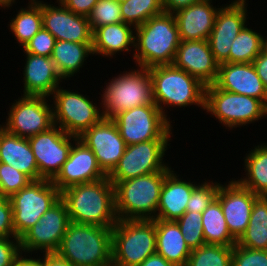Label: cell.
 I'll list each match as a JSON object with an SVG mask.
<instances>
[{"label": "cell", "mask_w": 267, "mask_h": 266, "mask_svg": "<svg viewBox=\"0 0 267 266\" xmlns=\"http://www.w3.org/2000/svg\"><path fill=\"white\" fill-rule=\"evenodd\" d=\"M70 222L113 227L117 221L115 187L106 178L73 185L61 191Z\"/></svg>", "instance_id": "cell-1"}, {"label": "cell", "mask_w": 267, "mask_h": 266, "mask_svg": "<svg viewBox=\"0 0 267 266\" xmlns=\"http://www.w3.org/2000/svg\"><path fill=\"white\" fill-rule=\"evenodd\" d=\"M133 58L137 66L150 68L172 64L180 44L173 13L163 12L135 27Z\"/></svg>", "instance_id": "cell-2"}, {"label": "cell", "mask_w": 267, "mask_h": 266, "mask_svg": "<svg viewBox=\"0 0 267 266\" xmlns=\"http://www.w3.org/2000/svg\"><path fill=\"white\" fill-rule=\"evenodd\" d=\"M55 253L73 266H112V227L70 222Z\"/></svg>", "instance_id": "cell-3"}, {"label": "cell", "mask_w": 267, "mask_h": 266, "mask_svg": "<svg viewBox=\"0 0 267 266\" xmlns=\"http://www.w3.org/2000/svg\"><path fill=\"white\" fill-rule=\"evenodd\" d=\"M149 73L153 84L154 103L166 118L164 105L166 107L197 105L205 111L206 85L199 79L173 64L150 67Z\"/></svg>", "instance_id": "cell-4"}, {"label": "cell", "mask_w": 267, "mask_h": 266, "mask_svg": "<svg viewBox=\"0 0 267 266\" xmlns=\"http://www.w3.org/2000/svg\"><path fill=\"white\" fill-rule=\"evenodd\" d=\"M167 173L156 172L117 182L114 187L118 220L155 219Z\"/></svg>", "instance_id": "cell-5"}, {"label": "cell", "mask_w": 267, "mask_h": 266, "mask_svg": "<svg viewBox=\"0 0 267 266\" xmlns=\"http://www.w3.org/2000/svg\"><path fill=\"white\" fill-rule=\"evenodd\" d=\"M155 253L154 220H118L112 227V266H139Z\"/></svg>", "instance_id": "cell-6"}, {"label": "cell", "mask_w": 267, "mask_h": 266, "mask_svg": "<svg viewBox=\"0 0 267 266\" xmlns=\"http://www.w3.org/2000/svg\"><path fill=\"white\" fill-rule=\"evenodd\" d=\"M113 78L108 84L106 83L101 94L103 118L112 119L119 112L155 104L149 68L131 69L130 72L125 71Z\"/></svg>", "instance_id": "cell-7"}, {"label": "cell", "mask_w": 267, "mask_h": 266, "mask_svg": "<svg viewBox=\"0 0 267 266\" xmlns=\"http://www.w3.org/2000/svg\"><path fill=\"white\" fill-rule=\"evenodd\" d=\"M205 110L230 130L267 117V106L261 100L219 89L215 84L205 87Z\"/></svg>", "instance_id": "cell-8"}, {"label": "cell", "mask_w": 267, "mask_h": 266, "mask_svg": "<svg viewBox=\"0 0 267 266\" xmlns=\"http://www.w3.org/2000/svg\"><path fill=\"white\" fill-rule=\"evenodd\" d=\"M116 123L126 146L151 140H170L172 126L156 104L134 107L115 115Z\"/></svg>", "instance_id": "cell-9"}, {"label": "cell", "mask_w": 267, "mask_h": 266, "mask_svg": "<svg viewBox=\"0 0 267 266\" xmlns=\"http://www.w3.org/2000/svg\"><path fill=\"white\" fill-rule=\"evenodd\" d=\"M61 198L59 189L48 179L32 181L9 199L15 235L20 238L38 223L43 214Z\"/></svg>", "instance_id": "cell-10"}, {"label": "cell", "mask_w": 267, "mask_h": 266, "mask_svg": "<svg viewBox=\"0 0 267 266\" xmlns=\"http://www.w3.org/2000/svg\"><path fill=\"white\" fill-rule=\"evenodd\" d=\"M86 95L58 87L53 92V122L65 133L80 137L103 119V113Z\"/></svg>", "instance_id": "cell-11"}, {"label": "cell", "mask_w": 267, "mask_h": 266, "mask_svg": "<svg viewBox=\"0 0 267 266\" xmlns=\"http://www.w3.org/2000/svg\"><path fill=\"white\" fill-rule=\"evenodd\" d=\"M170 140H151L128 145L117 166L108 175L113 185L119 181L156 172H169L171 167L163 157Z\"/></svg>", "instance_id": "cell-12"}, {"label": "cell", "mask_w": 267, "mask_h": 266, "mask_svg": "<svg viewBox=\"0 0 267 266\" xmlns=\"http://www.w3.org/2000/svg\"><path fill=\"white\" fill-rule=\"evenodd\" d=\"M46 98L48 97L21 96L10 106L8 119L2 124L3 128L11 134L27 139L48 130L54 125L53 105L48 104Z\"/></svg>", "instance_id": "cell-13"}, {"label": "cell", "mask_w": 267, "mask_h": 266, "mask_svg": "<svg viewBox=\"0 0 267 266\" xmlns=\"http://www.w3.org/2000/svg\"><path fill=\"white\" fill-rule=\"evenodd\" d=\"M69 223L66 204L60 198L41 216L38 223L20 237L21 253L31 252L32 255V252L37 250H42L43 253H55Z\"/></svg>", "instance_id": "cell-14"}, {"label": "cell", "mask_w": 267, "mask_h": 266, "mask_svg": "<svg viewBox=\"0 0 267 266\" xmlns=\"http://www.w3.org/2000/svg\"><path fill=\"white\" fill-rule=\"evenodd\" d=\"M78 137L65 133L57 125L28 138L34 154L39 175L43 179L52 180L60 171L68 158L72 141Z\"/></svg>", "instance_id": "cell-15"}, {"label": "cell", "mask_w": 267, "mask_h": 266, "mask_svg": "<svg viewBox=\"0 0 267 266\" xmlns=\"http://www.w3.org/2000/svg\"><path fill=\"white\" fill-rule=\"evenodd\" d=\"M246 0H234L231 4L220 6L208 42L215 61L220 65L229 63L233 40L246 26Z\"/></svg>", "instance_id": "cell-16"}, {"label": "cell", "mask_w": 267, "mask_h": 266, "mask_svg": "<svg viewBox=\"0 0 267 266\" xmlns=\"http://www.w3.org/2000/svg\"><path fill=\"white\" fill-rule=\"evenodd\" d=\"M78 138L94 152L99 167L107 176L117 166L126 148L112 119L103 118Z\"/></svg>", "instance_id": "cell-17"}, {"label": "cell", "mask_w": 267, "mask_h": 266, "mask_svg": "<svg viewBox=\"0 0 267 266\" xmlns=\"http://www.w3.org/2000/svg\"><path fill=\"white\" fill-rule=\"evenodd\" d=\"M225 185V186H224ZM220 184L216 199L221 209L230 234L238 240L249 224L253 203L258 195L242 186L237 180Z\"/></svg>", "instance_id": "cell-18"}, {"label": "cell", "mask_w": 267, "mask_h": 266, "mask_svg": "<svg viewBox=\"0 0 267 266\" xmlns=\"http://www.w3.org/2000/svg\"><path fill=\"white\" fill-rule=\"evenodd\" d=\"M99 167L94 152L79 138L72 144L67 160L51 182L63 191L73 185L106 178Z\"/></svg>", "instance_id": "cell-19"}, {"label": "cell", "mask_w": 267, "mask_h": 266, "mask_svg": "<svg viewBox=\"0 0 267 266\" xmlns=\"http://www.w3.org/2000/svg\"><path fill=\"white\" fill-rule=\"evenodd\" d=\"M52 5L42 1V25L56 41L93 43V31L88 17L73 13L60 1L59 6Z\"/></svg>", "instance_id": "cell-20"}, {"label": "cell", "mask_w": 267, "mask_h": 266, "mask_svg": "<svg viewBox=\"0 0 267 266\" xmlns=\"http://www.w3.org/2000/svg\"><path fill=\"white\" fill-rule=\"evenodd\" d=\"M172 64L206 86L214 84L218 77L219 64L214 59L208 40H181Z\"/></svg>", "instance_id": "cell-21"}, {"label": "cell", "mask_w": 267, "mask_h": 266, "mask_svg": "<svg viewBox=\"0 0 267 266\" xmlns=\"http://www.w3.org/2000/svg\"><path fill=\"white\" fill-rule=\"evenodd\" d=\"M214 84L219 89L259 99L267 106V89L253 63L220 64Z\"/></svg>", "instance_id": "cell-22"}, {"label": "cell", "mask_w": 267, "mask_h": 266, "mask_svg": "<svg viewBox=\"0 0 267 266\" xmlns=\"http://www.w3.org/2000/svg\"><path fill=\"white\" fill-rule=\"evenodd\" d=\"M212 0H204L173 13L181 40H208L217 11Z\"/></svg>", "instance_id": "cell-23"}, {"label": "cell", "mask_w": 267, "mask_h": 266, "mask_svg": "<svg viewBox=\"0 0 267 266\" xmlns=\"http://www.w3.org/2000/svg\"><path fill=\"white\" fill-rule=\"evenodd\" d=\"M26 57L23 95L45 97L53 95L63 79L58 74L52 58L31 53H26Z\"/></svg>", "instance_id": "cell-24"}, {"label": "cell", "mask_w": 267, "mask_h": 266, "mask_svg": "<svg viewBox=\"0 0 267 266\" xmlns=\"http://www.w3.org/2000/svg\"><path fill=\"white\" fill-rule=\"evenodd\" d=\"M175 171L170 170L164 179L157 213L155 219L176 221L185 212L187 202L192 194L193 189L198 185L196 183L178 178Z\"/></svg>", "instance_id": "cell-25"}, {"label": "cell", "mask_w": 267, "mask_h": 266, "mask_svg": "<svg viewBox=\"0 0 267 266\" xmlns=\"http://www.w3.org/2000/svg\"><path fill=\"white\" fill-rule=\"evenodd\" d=\"M0 162L12 166L32 181L42 180L27 138L9 133L0 124Z\"/></svg>", "instance_id": "cell-26"}, {"label": "cell", "mask_w": 267, "mask_h": 266, "mask_svg": "<svg viewBox=\"0 0 267 266\" xmlns=\"http://www.w3.org/2000/svg\"><path fill=\"white\" fill-rule=\"evenodd\" d=\"M156 231V253L175 266H186L191 254L176 221L153 219Z\"/></svg>", "instance_id": "cell-27"}, {"label": "cell", "mask_w": 267, "mask_h": 266, "mask_svg": "<svg viewBox=\"0 0 267 266\" xmlns=\"http://www.w3.org/2000/svg\"><path fill=\"white\" fill-rule=\"evenodd\" d=\"M133 28V29H132ZM135 27L124 22L98 27L93 31V55L98 54L110 58L117 52H129L134 47Z\"/></svg>", "instance_id": "cell-28"}, {"label": "cell", "mask_w": 267, "mask_h": 266, "mask_svg": "<svg viewBox=\"0 0 267 266\" xmlns=\"http://www.w3.org/2000/svg\"><path fill=\"white\" fill-rule=\"evenodd\" d=\"M93 43H76L71 41H56L51 58L62 79H69L80 71L85 58L93 55Z\"/></svg>", "instance_id": "cell-29"}, {"label": "cell", "mask_w": 267, "mask_h": 266, "mask_svg": "<svg viewBox=\"0 0 267 266\" xmlns=\"http://www.w3.org/2000/svg\"><path fill=\"white\" fill-rule=\"evenodd\" d=\"M245 172L237 181L258 196H267V143L254 147L245 156Z\"/></svg>", "instance_id": "cell-30"}, {"label": "cell", "mask_w": 267, "mask_h": 266, "mask_svg": "<svg viewBox=\"0 0 267 266\" xmlns=\"http://www.w3.org/2000/svg\"><path fill=\"white\" fill-rule=\"evenodd\" d=\"M237 244L244 248L267 250V196L255 199L249 224Z\"/></svg>", "instance_id": "cell-31"}, {"label": "cell", "mask_w": 267, "mask_h": 266, "mask_svg": "<svg viewBox=\"0 0 267 266\" xmlns=\"http://www.w3.org/2000/svg\"><path fill=\"white\" fill-rule=\"evenodd\" d=\"M201 216L205 244L234 246L237 243L227 228L221 204L216 198Z\"/></svg>", "instance_id": "cell-32"}, {"label": "cell", "mask_w": 267, "mask_h": 266, "mask_svg": "<svg viewBox=\"0 0 267 266\" xmlns=\"http://www.w3.org/2000/svg\"><path fill=\"white\" fill-rule=\"evenodd\" d=\"M15 18H12L9 29L14 34L19 46H24L43 27L42 25V1L30 0L27 8L18 10Z\"/></svg>", "instance_id": "cell-33"}, {"label": "cell", "mask_w": 267, "mask_h": 266, "mask_svg": "<svg viewBox=\"0 0 267 266\" xmlns=\"http://www.w3.org/2000/svg\"><path fill=\"white\" fill-rule=\"evenodd\" d=\"M262 45L263 36L246 25L232 42L229 63H252L262 52Z\"/></svg>", "instance_id": "cell-34"}, {"label": "cell", "mask_w": 267, "mask_h": 266, "mask_svg": "<svg viewBox=\"0 0 267 266\" xmlns=\"http://www.w3.org/2000/svg\"><path fill=\"white\" fill-rule=\"evenodd\" d=\"M120 6L123 22L134 27L164 12L162 0H126L120 2Z\"/></svg>", "instance_id": "cell-35"}, {"label": "cell", "mask_w": 267, "mask_h": 266, "mask_svg": "<svg viewBox=\"0 0 267 266\" xmlns=\"http://www.w3.org/2000/svg\"><path fill=\"white\" fill-rule=\"evenodd\" d=\"M233 246L204 244L191 250L186 266H232Z\"/></svg>", "instance_id": "cell-36"}, {"label": "cell", "mask_w": 267, "mask_h": 266, "mask_svg": "<svg viewBox=\"0 0 267 266\" xmlns=\"http://www.w3.org/2000/svg\"><path fill=\"white\" fill-rule=\"evenodd\" d=\"M202 213L186 211L178 220L181 233L184 235L186 245L190 250L201 247L205 244Z\"/></svg>", "instance_id": "cell-37"}, {"label": "cell", "mask_w": 267, "mask_h": 266, "mask_svg": "<svg viewBox=\"0 0 267 266\" xmlns=\"http://www.w3.org/2000/svg\"><path fill=\"white\" fill-rule=\"evenodd\" d=\"M120 10V2L115 0H99L88 16L92 31L98 27L123 22Z\"/></svg>", "instance_id": "cell-38"}, {"label": "cell", "mask_w": 267, "mask_h": 266, "mask_svg": "<svg viewBox=\"0 0 267 266\" xmlns=\"http://www.w3.org/2000/svg\"><path fill=\"white\" fill-rule=\"evenodd\" d=\"M31 182L32 180L27 175L0 162V196L10 198Z\"/></svg>", "instance_id": "cell-39"}, {"label": "cell", "mask_w": 267, "mask_h": 266, "mask_svg": "<svg viewBox=\"0 0 267 266\" xmlns=\"http://www.w3.org/2000/svg\"><path fill=\"white\" fill-rule=\"evenodd\" d=\"M220 183L202 182L193 189L192 194L187 202L186 211L202 213L209 204L216 198Z\"/></svg>", "instance_id": "cell-40"}, {"label": "cell", "mask_w": 267, "mask_h": 266, "mask_svg": "<svg viewBox=\"0 0 267 266\" xmlns=\"http://www.w3.org/2000/svg\"><path fill=\"white\" fill-rule=\"evenodd\" d=\"M232 266H267V250L244 248L236 243L232 251Z\"/></svg>", "instance_id": "cell-41"}, {"label": "cell", "mask_w": 267, "mask_h": 266, "mask_svg": "<svg viewBox=\"0 0 267 266\" xmlns=\"http://www.w3.org/2000/svg\"><path fill=\"white\" fill-rule=\"evenodd\" d=\"M56 39L43 27L24 46L25 53L51 57Z\"/></svg>", "instance_id": "cell-42"}, {"label": "cell", "mask_w": 267, "mask_h": 266, "mask_svg": "<svg viewBox=\"0 0 267 266\" xmlns=\"http://www.w3.org/2000/svg\"><path fill=\"white\" fill-rule=\"evenodd\" d=\"M11 238L14 239L12 240ZM20 254V238H0V266H13Z\"/></svg>", "instance_id": "cell-43"}, {"label": "cell", "mask_w": 267, "mask_h": 266, "mask_svg": "<svg viewBox=\"0 0 267 266\" xmlns=\"http://www.w3.org/2000/svg\"><path fill=\"white\" fill-rule=\"evenodd\" d=\"M17 237L13 227L12 204L8 197L0 196V238Z\"/></svg>", "instance_id": "cell-44"}, {"label": "cell", "mask_w": 267, "mask_h": 266, "mask_svg": "<svg viewBox=\"0 0 267 266\" xmlns=\"http://www.w3.org/2000/svg\"><path fill=\"white\" fill-rule=\"evenodd\" d=\"M99 0H60V2L73 13L88 17Z\"/></svg>", "instance_id": "cell-45"}, {"label": "cell", "mask_w": 267, "mask_h": 266, "mask_svg": "<svg viewBox=\"0 0 267 266\" xmlns=\"http://www.w3.org/2000/svg\"><path fill=\"white\" fill-rule=\"evenodd\" d=\"M252 63L256 69L257 75L267 89V54L262 51Z\"/></svg>", "instance_id": "cell-46"}, {"label": "cell", "mask_w": 267, "mask_h": 266, "mask_svg": "<svg viewBox=\"0 0 267 266\" xmlns=\"http://www.w3.org/2000/svg\"><path fill=\"white\" fill-rule=\"evenodd\" d=\"M204 0H162V6L164 12L174 13L175 11L188 7L192 4L201 2Z\"/></svg>", "instance_id": "cell-47"}, {"label": "cell", "mask_w": 267, "mask_h": 266, "mask_svg": "<svg viewBox=\"0 0 267 266\" xmlns=\"http://www.w3.org/2000/svg\"><path fill=\"white\" fill-rule=\"evenodd\" d=\"M42 260V266H73L67 260L61 258L56 253H44Z\"/></svg>", "instance_id": "cell-48"}, {"label": "cell", "mask_w": 267, "mask_h": 266, "mask_svg": "<svg viewBox=\"0 0 267 266\" xmlns=\"http://www.w3.org/2000/svg\"><path fill=\"white\" fill-rule=\"evenodd\" d=\"M139 266H175L167 261L163 256L155 253L147 257Z\"/></svg>", "instance_id": "cell-49"}, {"label": "cell", "mask_w": 267, "mask_h": 266, "mask_svg": "<svg viewBox=\"0 0 267 266\" xmlns=\"http://www.w3.org/2000/svg\"><path fill=\"white\" fill-rule=\"evenodd\" d=\"M21 253L13 263V266H42L41 258L33 259V257L27 258L22 256Z\"/></svg>", "instance_id": "cell-50"}, {"label": "cell", "mask_w": 267, "mask_h": 266, "mask_svg": "<svg viewBox=\"0 0 267 266\" xmlns=\"http://www.w3.org/2000/svg\"><path fill=\"white\" fill-rule=\"evenodd\" d=\"M12 3H15V0H0V7L6 8L12 6Z\"/></svg>", "instance_id": "cell-51"}, {"label": "cell", "mask_w": 267, "mask_h": 266, "mask_svg": "<svg viewBox=\"0 0 267 266\" xmlns=\"http://www.w3.org/2000/svg\"><path fill=\"white\" fill-rule=\"evenodd\" d=\"M262 51L267 54V38H264V36H263Z\"/></svg>", "instance_id": "cell-52"}, {"label": "cell", "mask_w": 267, "mask_h": 266, "mask_svg": "<svg viewBox=\"0 0 267 266\" xmlns=\"http://www.w3.org/2000/svg\"><path fill=\"white\" fill-rule=\"evenodd\" d=\"M115 1H117V2H123V1H126V0H115Z\"/></svg>", "instance_id": "cell-53"}]
</instances>
